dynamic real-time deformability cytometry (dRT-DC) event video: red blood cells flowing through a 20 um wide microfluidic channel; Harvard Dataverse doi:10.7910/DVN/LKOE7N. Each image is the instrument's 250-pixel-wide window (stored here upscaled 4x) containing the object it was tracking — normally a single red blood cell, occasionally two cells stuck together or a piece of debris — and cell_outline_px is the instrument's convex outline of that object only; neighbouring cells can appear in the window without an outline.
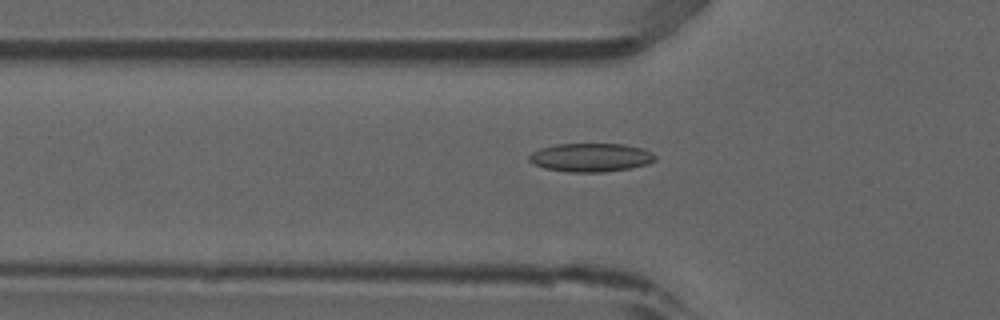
{"species": "common noctule bat (a hibernating species)", "species_latin": "Nyctalus noctula", "temperature_condition": "room temperature", "stored_images_in_passage": 53, "camera_frame_rate_fps": 3000, "um_per_image_px": 0.085, "animal": {"sex": "male", "forearm_length_mm": 52.5}, "frame": {"image": 1, "passage_image": 18, "time_ms": 5.667, "image_size_px": [1000, 320], "cell_outline_px": [[656, 160], [648, 164], [632, 168], [604, 172], [568, 172], [544, 168], [532, 164], [528, 160], [528, 156], [532, 152], [540, 148], [556, 144], [624, 144], [644, 148], [652, 152], [656, 156]], "centroid_in_image_um": [50.23, 13.39], "position_along_channel_um": 75.6, "area_um2": 21.27}}
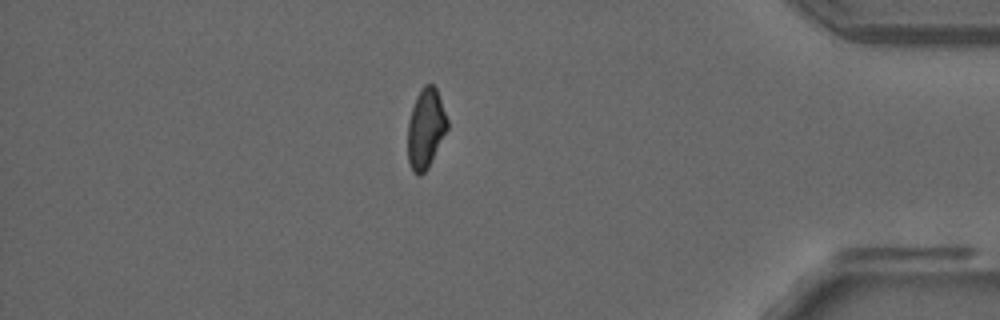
{"frame": {"image": 2, "passage_image": 46, "time_ms": 15.0, "image_size_px": [1000, 320], "cell_outline_px": [[448, 128], [428, 168], [420, 176], [416, 176], [412, 172], [408, 160], [408, 120], [416, 96], [424, 84], [432, 84], [436, 88], [448, 120]], "centroid_in_image_um": [36.18, 10.95], "position_along_channel_um": 399.0, "area_um2": 18.44}}
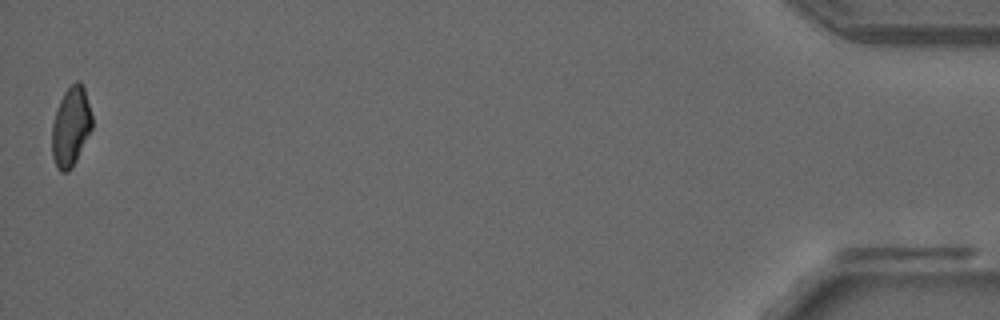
{"frame": {"image": 3, "passage_image": 53, "time_ms": 17.333, "image_size_px": [1000, 320], "cell_outline_px": [[92, 128], [72, 168], [68, 172], [60, 172], [56, 168], [52, 156], [52, 124], [60, 100], [64, 92], [76, 80], [80, 80], [84, 88], [92, 116]], "centroid_in_image_um": [6.01, 10.78], "position_along_channel_um": 429.2, "area_um2": 18.5}, "authors_computed_cell_mechanics": {"area_um2": 19.4786, "velocity_mm_per_s": 3.8685, "shape_relaxation_time_tau1_ms": null, "shape_relaxation_time_tau2_ms": 2.9513, "deformation_change_tau1": null, "deformation_change_tau2": 0.0837}}